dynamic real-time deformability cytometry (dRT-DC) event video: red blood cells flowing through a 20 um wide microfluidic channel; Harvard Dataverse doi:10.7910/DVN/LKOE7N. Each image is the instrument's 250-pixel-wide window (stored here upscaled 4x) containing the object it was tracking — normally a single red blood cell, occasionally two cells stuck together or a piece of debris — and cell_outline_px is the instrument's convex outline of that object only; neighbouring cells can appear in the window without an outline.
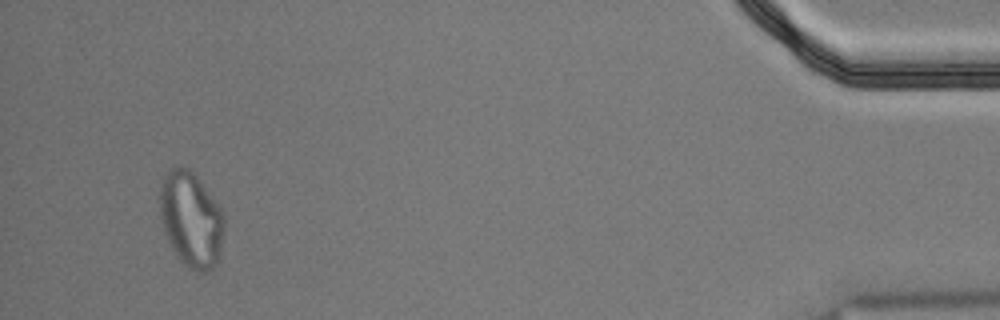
{"species": "Egyptian fruit bat (a non-hibernating species)", "species_latin": "Rousettus aegyptiacus", "temperature_condition": "cold", "stored_images_in_passage": 54, "segment_of_instrument_passage": [2, 2], "camera_frame_rate_fps": 3000, "um_per_image_px": 0.085, "animal": {"sex": "male"}, "frame": {"image": 1, "passage_image": 51, "time_ms": 16.667, "image_size_px": [1000, 320], "cell_outline_px": [[224, 232], [220, 260], [212, 268], [204, 272], [196, 272], [188, 268], [180, 260], [164, 228], [160, 216], [160, 188], [164, 176], [172, 168], [180, 164], [188, 168], [200, 180], [220, 204], [224, 216]], "centroid_in_image_um": [16.3, 18.64], "position_along_channel_um": 418.9, "area_um2": 35.89}}